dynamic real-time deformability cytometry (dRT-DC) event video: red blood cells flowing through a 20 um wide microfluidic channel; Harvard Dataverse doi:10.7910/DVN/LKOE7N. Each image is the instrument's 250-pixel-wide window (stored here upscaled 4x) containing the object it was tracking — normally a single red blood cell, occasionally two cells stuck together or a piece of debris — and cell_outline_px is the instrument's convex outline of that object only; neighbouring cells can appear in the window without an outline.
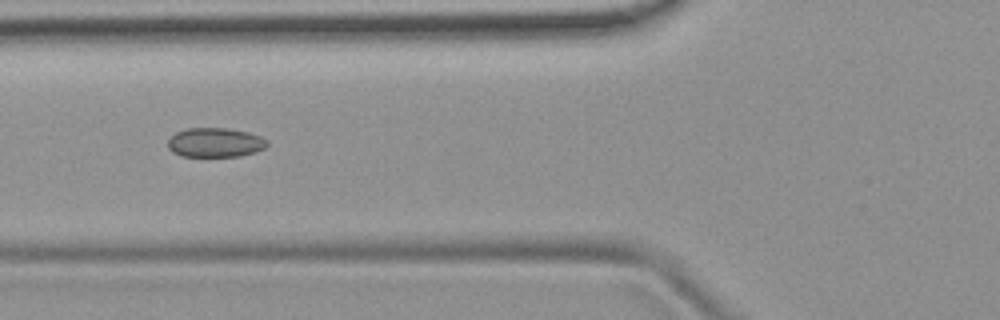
{"species": "common noctule bat (a hibernating species)", "species_latin": "Nyctalus noctula", "temperature_condition": "room temperature", "stored_images_in_passage": 5, "camera_frame_rate_fps": 3000, "um_per_image_px": 0.085, "animal": {"sex": "female", "body_mass_g": 19.9}, "frame": {"image": 1, "passage_image": 2, "time_ms": 1.0, "image_size_px": [1000, 320], "cell_outline_px": [[268, 144], [264, 148], [256, 152], [240, 156], [180, 156], [172, 152], [168, 148], [168, 140], [176, 132], [188, 128], [228, 128], [248, 132], [260, 136], [268, 140]], "centroid_in_image_um": [18.29, 12.11], "position_along_channel_um": 107.5, "area_um2": 17.05}}
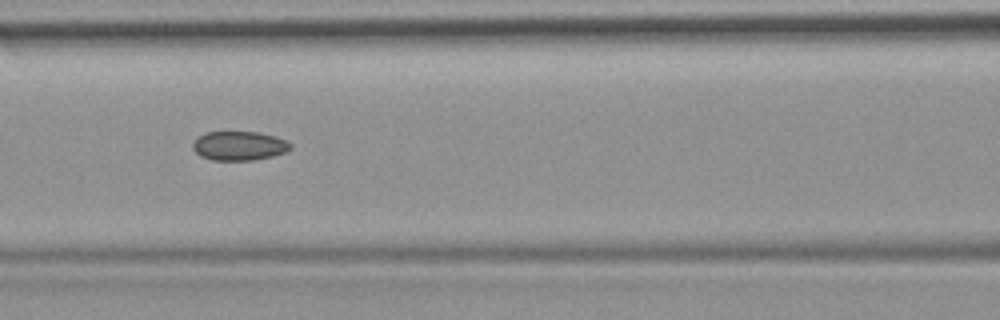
{"frame": {"image": 2, "passage_image": 3, "time_ms": 2.0, "image_size_px": [1000, 320], "cell_outline_px": [[292, 148], [288, 152], [272, 156], [252, 160], [212, 160], [200, 156], [192, 148], [192, 144], [204, 132], [256, 132], [276, 136], [288, 140], [292, 144]], "centroid_in_image_um": [20.37, 12.39], "position_along_channel_um": 146.2, "area_um2": 16.7}}
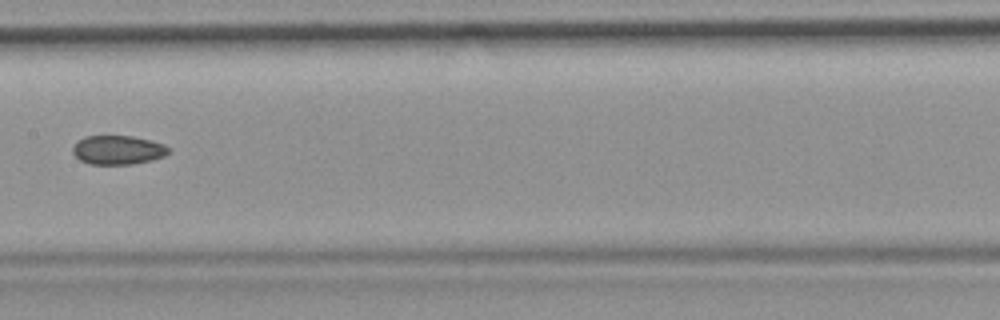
{"frame": {"image": 3, "passage_image": 4, "time_ms": 3.333, "image_size_px": [1000, 320], "cell_outline_px": [[168, 152], [164, 156], [152, 160], [132, 164], [88, 164], [80, 160], [72, 152], [72, 148], [84, 136], [132, 136], [164, 144], [168, 148]], "centroid_in_image_um": [10.0, 12.75], "position_along_channel_um": 197.4, "area_um2": 16.01}}